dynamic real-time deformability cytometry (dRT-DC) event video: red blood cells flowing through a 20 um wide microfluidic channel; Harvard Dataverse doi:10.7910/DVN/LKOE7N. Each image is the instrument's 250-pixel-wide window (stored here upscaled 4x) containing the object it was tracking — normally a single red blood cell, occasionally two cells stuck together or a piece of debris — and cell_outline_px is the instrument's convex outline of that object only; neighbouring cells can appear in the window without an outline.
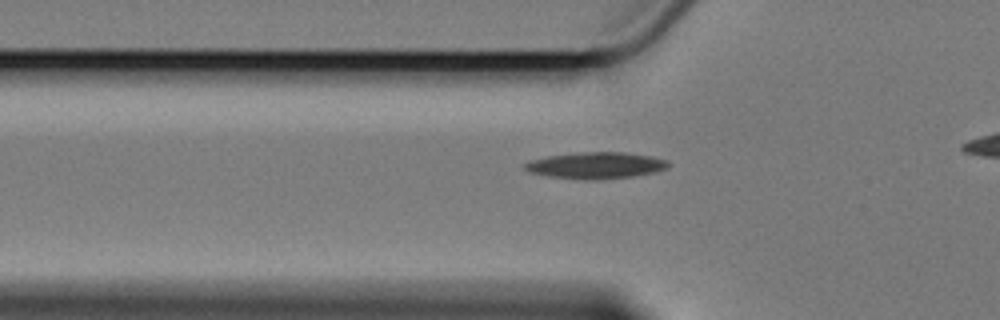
{"species": "Egyptian fruit bat (a non-hibernating species)", "species_latin": "Rousettus aegyptiacus", "temperature_condition": "cold", "stored_images_in_passage": 36, "camera_frame_rate_fps": 3000, "um_per_image_px": 0.085, "animal": {"sex": "female"}, "frame": {"image": 1, "passage_image": 4, "time_ms": 1.0, "image_size_px": [1000, 320], "cell_outline_px": [[668, 168], [652, 172], [632, 176], [596, 180], [584, 180], [548, 176], [528, 172], [524, 168], [524, 164], [532, 160], [548, 156], [580, 152], [624, 152], [652, 156], [668, 160]], "centroid_in_image_um": [50.64, 14.06], "position_along_channel_um": 75.2, "area_um2": 22.08}}
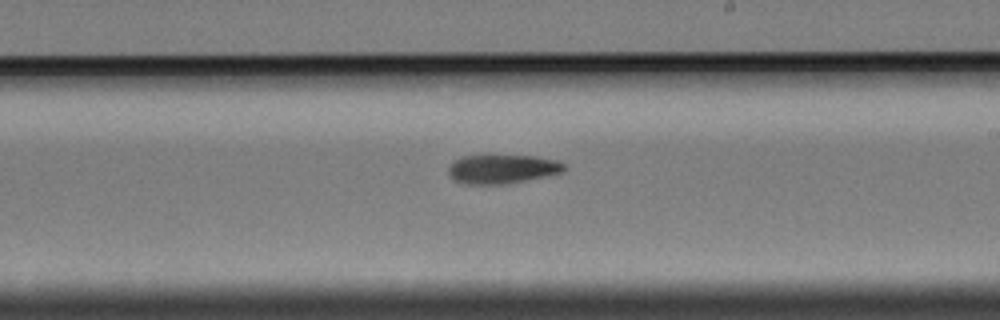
{"frame": {"image": 2, "passage_image": 19, "time_ms": 6.0, "image_size_px": [1000, 320], "cell_outline_px": [[564, 168], [560, 172], [544, 176], [504, 184], [468, 184], [456, 180], [448, 172], [448, 168], [452, 160], [460, 156], [484, 152], [492, 152], [536, 156], [556, 160], [564, 164]], "centroid_in_image_um": [42.6, 14.28], "position_along_channel_um": 246.4, "area_um2": 20.35}}
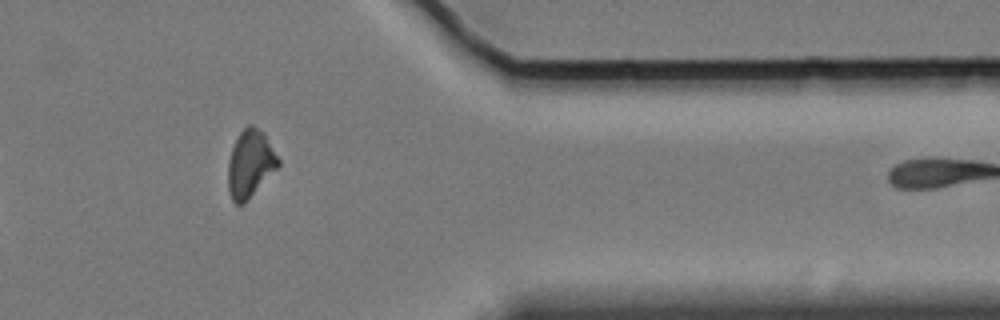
{"frame": {"image": 3, "passage_image": 33, "time_ms": 10.667, "image_size_px": [1000, 320], "cell_outline_px": [[280, 164], [244, 204], [236, 204], [232, 200], [228, 188], [228, 160], [232, 148], [240, 132], [248, 124], [252, 124], [264, 132], [280, 160]], "centroid_in_image_um": [21.26, 13.9], "position_along_channel_um": 390.1, "area_um2": 19.59}}